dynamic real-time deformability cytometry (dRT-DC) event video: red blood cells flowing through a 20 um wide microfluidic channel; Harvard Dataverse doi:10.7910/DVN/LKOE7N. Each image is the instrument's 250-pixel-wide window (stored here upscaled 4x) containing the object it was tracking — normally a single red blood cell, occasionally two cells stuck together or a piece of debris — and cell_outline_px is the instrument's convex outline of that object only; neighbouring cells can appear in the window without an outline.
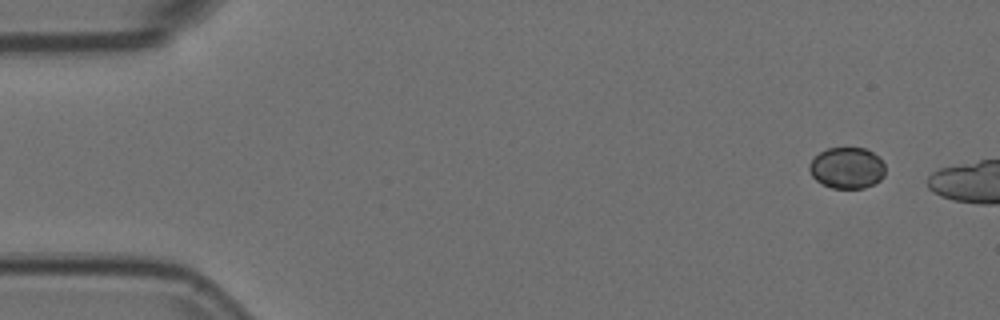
{"species": "Egyptian fruit bat (a non-hibernating species)", "species_latin": "Rousettus aegyptiacus", "temperature_condition": "room temperature", "stored_images_in_passage": 2, "camera_frame_rate_fps": 3000, "um_per_image_px": 0.085, "animal": {"sex": "female"}, "frame": {"image": 1, "passage_image": 1, "time_ms": 0.0, "image_size_px": [1000, 320], "cell_outline_px": [[884, 176], [880, 180], [864, 188], [832, 188], [816, 180], [812, 176], [808, 168], [808, 164], [820, 152], [828, 148], [864, 148], [880, 156], [884, 164]], "centroid_in_image_um": [72.0, 14.27], "position_along_channel_um": 13.0, "area_um2": 18.21}}